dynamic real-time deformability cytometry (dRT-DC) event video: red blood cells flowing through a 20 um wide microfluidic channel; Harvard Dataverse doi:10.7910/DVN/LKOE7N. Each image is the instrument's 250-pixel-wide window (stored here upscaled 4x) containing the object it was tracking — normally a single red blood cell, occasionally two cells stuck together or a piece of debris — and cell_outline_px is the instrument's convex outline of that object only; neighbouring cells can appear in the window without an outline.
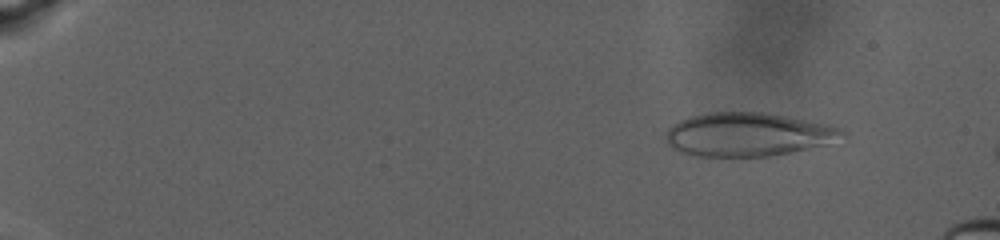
{"species": "human", "species_latin": "Homo sapiens", "temperature_condition": "warm", "stored_images_in_passage": 81, "camera_frame_rate_fps": 3000, "um_per_image_px": 0.085, "donor": {"sex": "male"}, "frame": {"image": 1, "passage_image": 10, "time_ms": 3.0, "image_size_px": [1000, 240], "cell_outline_px": [[848, 136], [828, 144], [768, 156], [696, 156], [680, 152], [672, 148], [668, 144], [664, 136], [668, 128], [672, 124], [680, 120], [692, 116], [708, 112], [760, 112], [784, 116], [828, 124], [840, 128], [848, 132]], "centroid_in_image_um": [63.57, 11.43], "position_along_channel_um": 21.4, "area_um2": 44.8}}
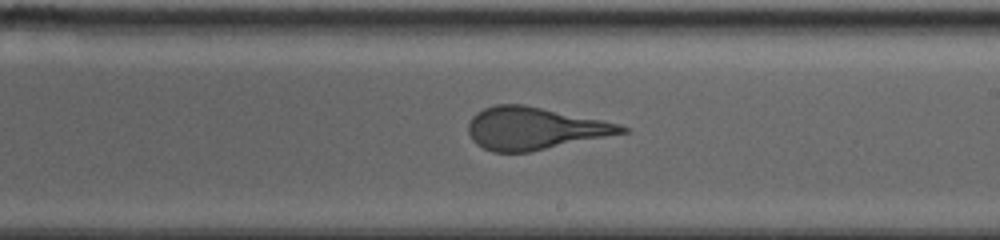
{"frame": {"image": 2, "passage_image": 52, "time_ms": 17.0, "image_size_px": [1000, 240], "cell_outline_px": [[628, 132], [528, 152], [492, 152], [476, 144], [472, 140], [468, 132], [468, 124], [472, 116], [476, 112], [484, 108], [496, 104], [524, 104], [620, 124], [628, 128]], "centroid_in_image_um": [45.38, 10.91], "position_along_channel_um": 243.6, "area_um2": 37.57}}
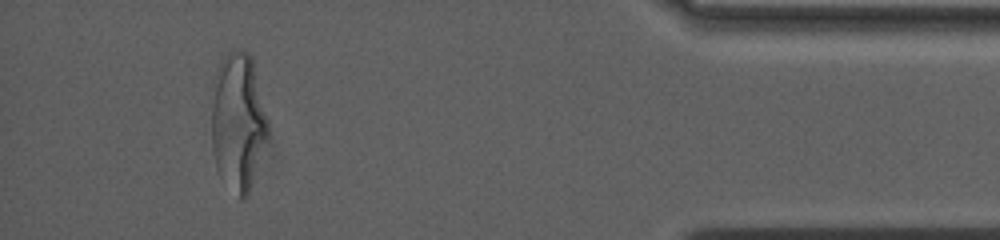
{"frame": {"image": 3, "passage_image": 76, "time_ms": 25.0, "image_size_px": [1000, 240], "cell_outline_px": [[268, 136], [248, 192], [244, 200], [240, 200], [216, 168], [212, 148], [212, 104], [216, 72], [224, 56], [228, 52], [240, 48], [244, 48], [252, 56], [268, 120]], "centroid_in_image_um": [20.24, 10.29], "position_along_channel_um": 415.0, "area_um2": 44.91}, "authors_computed_cell_mechanics": {"area_um2": 43.2344, "velocity_mm_per_s": 2.6899, "shape_relaxation_time_tau1_ms": 7.7903, "shape_relaxation_time_tau2_ms": null, "deformation_change_tau1": 0.2353, "deformation_change_tau2": null}}